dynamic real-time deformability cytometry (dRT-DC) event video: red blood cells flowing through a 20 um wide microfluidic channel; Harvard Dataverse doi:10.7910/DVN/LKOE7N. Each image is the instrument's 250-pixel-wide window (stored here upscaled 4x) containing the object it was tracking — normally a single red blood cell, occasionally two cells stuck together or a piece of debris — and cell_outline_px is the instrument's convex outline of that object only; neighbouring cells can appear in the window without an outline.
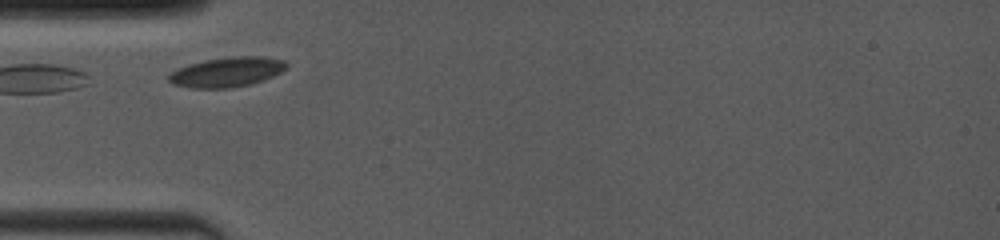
{"species": "common noctule bat (a hibernating species)", "species_latin": "Nyctalus noctula", "temperature_condition": "room temperature", "stored_images_in_passage": 22, "camera_frame_rate_fps": 4000, "um_per_image_px": 0.085, "animal": {"sex": "female", "body_mass_g": 19.0, "forearm_length_mm": 53.3}, "frame": {"image": 1, "passage_image": 1, "time_ms": 0.0, "image_size_px": [1000, 240], "cell_outline_px": [[288, 68], [264, 80], [252, 84], [232, 88], [192, 88], [172, 84], [168, 80], [168, 72], [176, 68], [188, 64], [204, 60], [232, 56], [260, 56], [284, 60], [288, 64]], "centroid_in_image_um": [19.26, 6.12], "position_along_channel_um": 65.7, "area_um2": 20.75}}
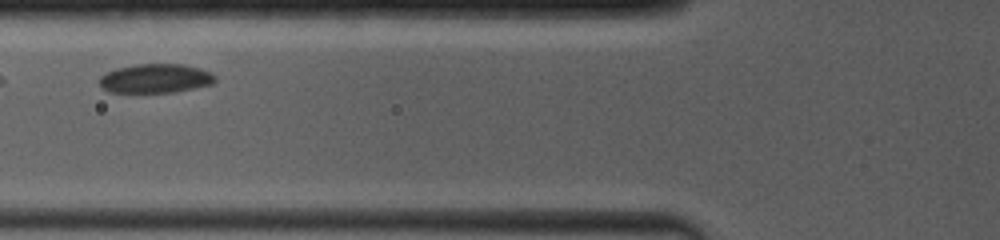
{"frame": {"image": 2, "passage_image": 4, "time_ms": 1.25, "image_size_px": [1000, 240], "cell_outline_px": [[216, 80], [212, 84], [172, 92], [108, 92], [100, 84], [100, 76], [116, 68], [136, 64], [184, 64], [200, 68], [212, 72], [216, 76]], "centroid_in_image_um": [13.24, 6.65], "position_along_channel_um": 112.6, "area_um2": 19.54}}
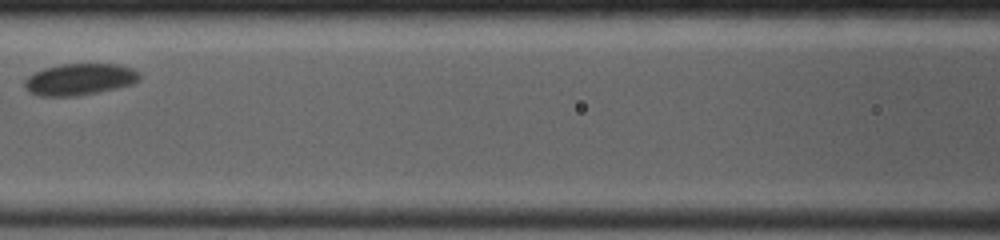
{"frame": {"image": 3, "passage_image": 7, "time_ms": 2.5, "image_size_px": [1000, 240], "cell_outline_px": [[140, 80], [132, 84], [116, 88], [76, 96], [40, 96], [28, 92], [24, 88], [24, 80], [32, 72], [44, 68], [60, 64], [120, 64], [132, 68], [140, 72]], "centroid_in_image_um": [6.74, 6.74], "position_along_channel_um": 159.9, "area_um2": 21.39}}